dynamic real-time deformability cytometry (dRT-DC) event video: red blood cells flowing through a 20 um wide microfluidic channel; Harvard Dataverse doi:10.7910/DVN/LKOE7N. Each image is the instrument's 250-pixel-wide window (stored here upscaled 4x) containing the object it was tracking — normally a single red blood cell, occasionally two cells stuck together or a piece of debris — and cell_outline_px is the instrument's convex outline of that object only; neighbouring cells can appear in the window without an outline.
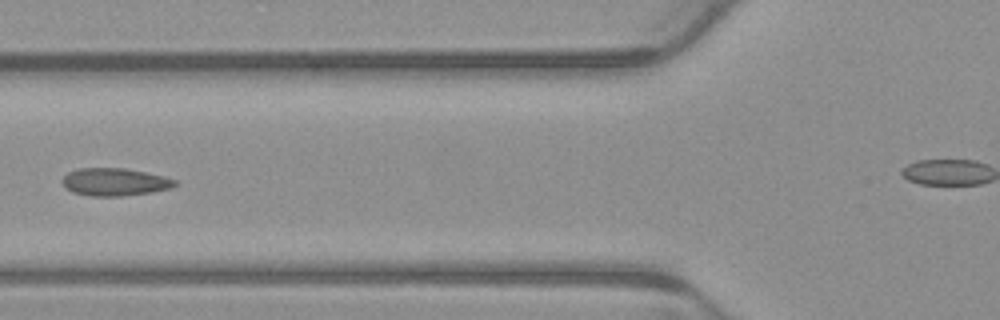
{"species": "common noctule bat (a hibernating species)", "species_latin": "Nyctalus noctula", "temperature_condition": "warm", "stored_images_in_passage": 6, "camera_frame_rate_fps": 3000, "um_per_image_px": 0.085, "animal": {"sex": "male", "body_mass_g": 23.1, "forearm_length_mm": 52.7}, "frame": {"image": 1, "passage_image": 6, "time_ms": 1.667, "image_size_px": [1000, 320], "cell_outline_px": [[176, 184], [172, 188], [152, 192], [120, 196], [92, 196], [72, 192], [64, 188], [60, 180], [68, 172], [80, 168], [124, 168], [164, 176], [176, 180]], "centroid_in_image_um": [9.71, 15.47], "position_along_channel_um": 116.1, "area_um2": 18.21}}